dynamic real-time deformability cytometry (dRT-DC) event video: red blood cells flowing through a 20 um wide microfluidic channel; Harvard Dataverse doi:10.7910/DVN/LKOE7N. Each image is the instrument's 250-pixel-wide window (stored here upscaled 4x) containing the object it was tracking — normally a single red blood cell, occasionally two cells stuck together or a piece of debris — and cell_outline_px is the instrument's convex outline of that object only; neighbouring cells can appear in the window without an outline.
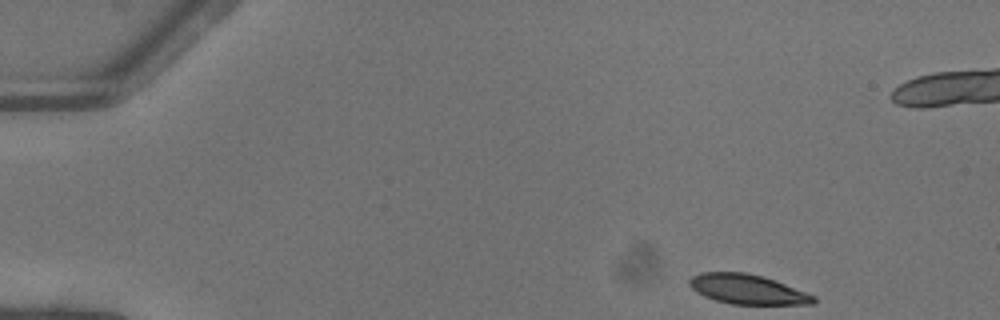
{"species": "common noctule bat (a hibernating species)", "species_latin": "Nyctalus noctula", "temperature_condition": "warm", "stored_images_in_passage": 47, "camera_frame_rate_fps": 3000, "um_per_image_px": 0.085, "animal": {"sex": "female"}, "frame": {"image": 1, "passage_image": 1, "time_ms": 0.0, "image_size_px": [1000, 320], "cell_outline_px": [[816, 304], [732, 304], [716, 300], [704, 296], [696, 292], [688, 284], [688, 280], [692, 276], [700, 272], [744, 272], [764, 276], [776, 280], [816, 296]], "centroid_in_image_um": [63.54, 24.58], "position_along_channel_um": 21.5, "area_um2": 21.62}}
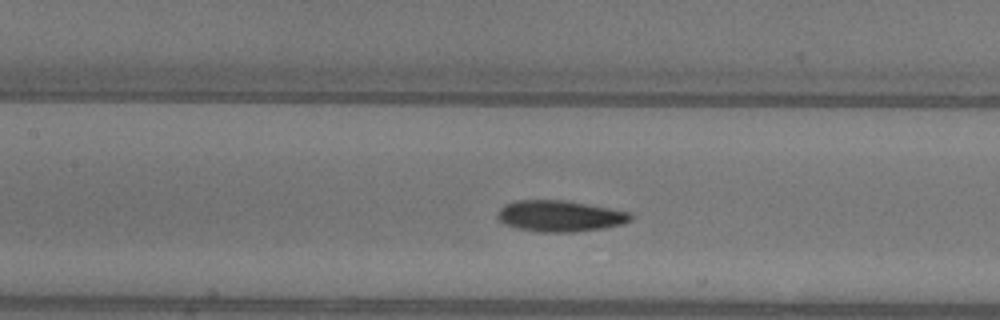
{"frame": {"image": 2, "passage_image": 19, "time_ms": 6.0, "image_size_px": [1000, 320], "cell_outline_px": [[632, 220], [624, 224], [604, 228], [572, 232], [536, 232], [516, 228], [504, 224], [496, 216], [496, 212], [504, 204], [516, 200], [568, 200], [632, 212]], "centroid_in_image_um": [47.6, 18.36], "position_along_channel_um": 159.8, "area_um2": 24.62}}
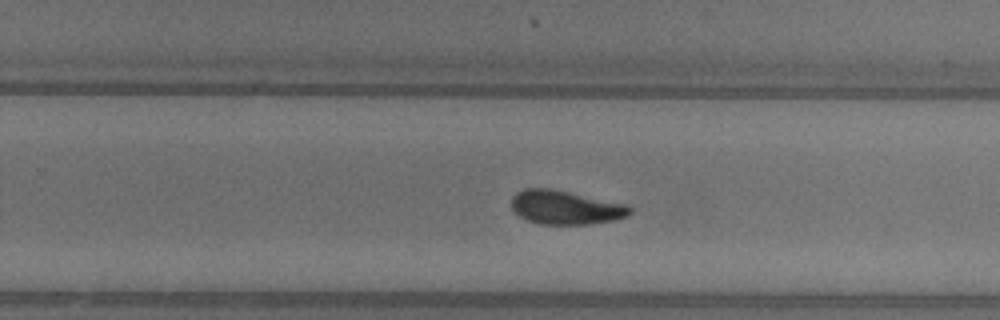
{"frame": {"image": 3, "passage_image": 28, "time_ms": 9.0, "image_size_px": [1000, 320], "cell_outline_px": [[632, 212], [628, 216], [616, 220], [592, 224], [540, 224], [528, 220], [520, 216], [512, 208], [512, 196], [516, 192], [524, 188], [548, 188], [628, 204], [632, 208]], "centroid_in_image_um": [48.1, 17.63], "position_along_channel_um": 281.7, "area_um2": 23.41}, "authors_computed_cell_mechanics": {"area_um2": 23.409, "velocity_mm_per_s": 4.0869, "shape_relaxation_time_tau1_ms": 4.9883, "shape_relaxation_time_tau2_ms": 3.906, "deformation_change_tau1": 0.1789, "deformation_change_tau2": 0.0904}}